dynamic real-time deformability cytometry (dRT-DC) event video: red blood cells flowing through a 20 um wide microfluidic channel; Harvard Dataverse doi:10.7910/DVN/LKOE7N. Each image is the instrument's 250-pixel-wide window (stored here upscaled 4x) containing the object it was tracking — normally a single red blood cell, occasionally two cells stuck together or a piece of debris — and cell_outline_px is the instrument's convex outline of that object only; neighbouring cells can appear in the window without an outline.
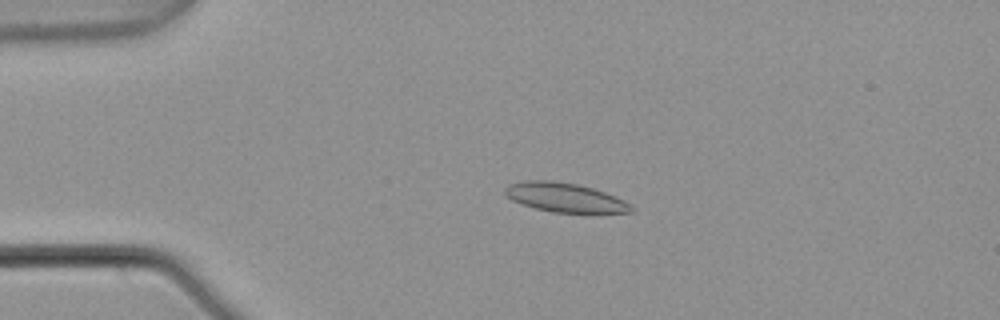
{"species": "common noctule bat (a hibernating species)", "species_latin": "Nyctalus noctula", "temperature_condition": "warm", "stored_images_in_passage": 5, "camera_frame_rate_fps": 3000, "um_per_image_px": 0.085, "animal": {"sex": "male", "body_mass_g": 21.5, "forearm_length_mm": 52.0}, "frame": {"image": 1, "passage_image": 4, "time_ms": 1.0, "image_size_px": [1000, 320], "cell_outline_px": [[636, 208], [632, 212], [588, 216], [552, 212], [536, 208], [512, 200], [504, 192], [504, 188], [508, 184], [524, 180], [552, 180], [576, 184], [592, 188], [604, 192], [624, 200]], "centroid_in_image_um": [48.11, 16.84], "position_along_channel_um": 36.9, "area_um2": 22.37}}